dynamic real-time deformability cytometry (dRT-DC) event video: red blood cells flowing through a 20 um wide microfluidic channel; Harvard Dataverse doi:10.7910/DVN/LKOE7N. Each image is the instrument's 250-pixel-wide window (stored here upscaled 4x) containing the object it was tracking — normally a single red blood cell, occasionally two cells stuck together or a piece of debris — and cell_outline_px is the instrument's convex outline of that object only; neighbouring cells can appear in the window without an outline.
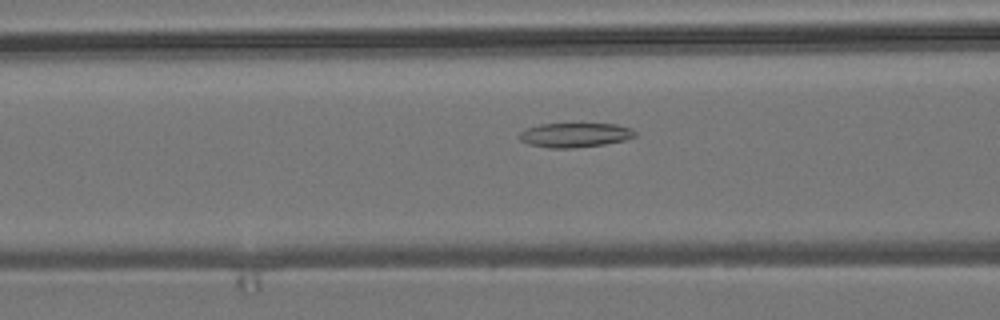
{"species": "common noctule bat (a hibernating species)", "species_latin": "Nyctalus noctula", "temperature_condition": "room temperature", "stored_images_in_passage": 31, "camera_frame_rate_fps": 3000, "um_per_image_px": 0.085, "animal": {"sex": "male", "body_mass_g": 19.2, "forearm_length_mm": 51.8}, "frame": {"image": 1, "passage_image": 5, "time_ms": 1.333, "image_size_px": [1000, 320], "cell_outline_px": [[636, 136], [624, 140], [604, 144], [572, 148], [548, 148], [528, 144], [520, 140], [516, 136], [520, 132], [528, 128], [540, 124], [616, 124], [632, 128], [636, 132]], "centroid_in_image_um": [48.85, 11.48], "position_along_channel_um": 117.8, "area_um2": 16.47}}
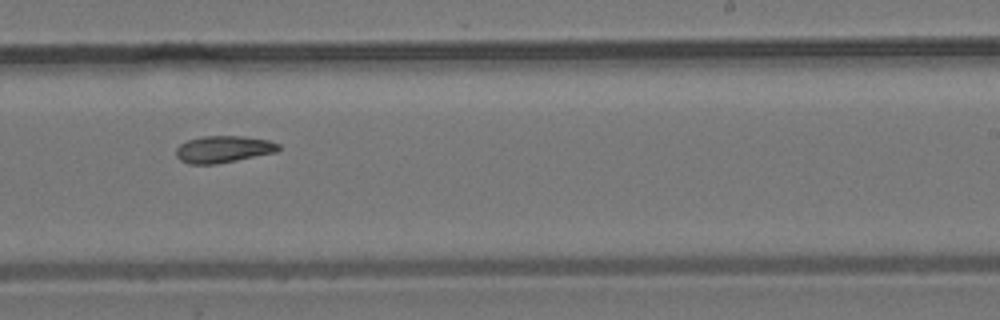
{"frame": {"image": 2, "passage_image": 17, "time_ms": 5.333, "image_size_px": [1000, 320], "cell_outline_px": [[280, 148], [276, 152], [216, 164], [188, 164], [180, 160], [176, 156], [176, 148], [180, 144], [188, 140], [204, 136], [244, 136], [268, 140], [280, 144]], "centroid_in_image_um": [18.97, 12.68], "position_along_channel_um": 270.0, "area_um2": 16.01}}
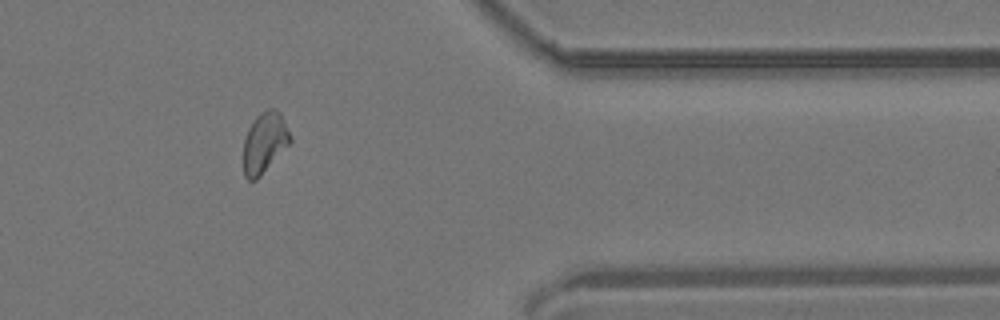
{"frame": {"image": 3, "passage_image": 28, "time_ms": 9.0, "image_size_px": [1000, 320], "cell_outline_px": [[292, 140], [260, 176], [256, 180], [248, 180], [244, 176], [244, 140], [248, 128], [256, 116], [268, 108], [276, 108], [280, 112], [292, 136]], "centroid_in_image_um": [22.49, 12.09], "position_along_channel_um": 388.9, "area_um2": 16.42}}